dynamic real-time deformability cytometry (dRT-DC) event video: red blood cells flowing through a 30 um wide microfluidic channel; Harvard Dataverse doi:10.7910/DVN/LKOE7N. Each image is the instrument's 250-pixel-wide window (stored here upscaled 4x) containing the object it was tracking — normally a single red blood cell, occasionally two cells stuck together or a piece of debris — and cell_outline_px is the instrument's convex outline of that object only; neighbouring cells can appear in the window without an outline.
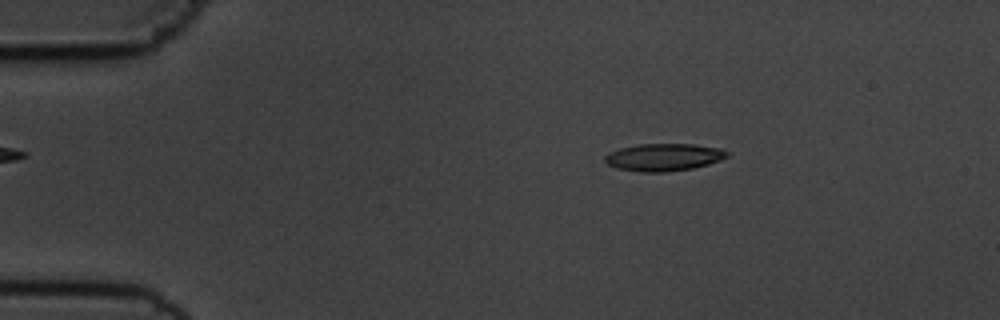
{"species": "common noctule bat (a hibernating species)", "species_latin": "Nyctalus noctula", "temperature_condition": "cold", "stored_images_in_passage": 3, "camera_frame_rate_fps": 3000, "um_per_image_px": 0.085, "animal": {"sex": "male", "body_mass_g": 19.5, "forearm_length_mm": 54.6}, "frame": {"image": 1, "passage_image": 2, "time_ms": 1.0, "image_size_px": [1000, 320], "cell_outline_px": [[728, 156], [720, 160], [708, 164], [692, 168], [668, 172], [640, 172], [616, 168], [608, 164], [604, 160], [604, 156], [608, 152], [620, 148], [640, 144], [692, 144], [720, 148], [728, 152]], "centroid_in_image_um": [56.39, 13.36], "position_along_channel_um": 28.6, "area_um2": 19.54}}